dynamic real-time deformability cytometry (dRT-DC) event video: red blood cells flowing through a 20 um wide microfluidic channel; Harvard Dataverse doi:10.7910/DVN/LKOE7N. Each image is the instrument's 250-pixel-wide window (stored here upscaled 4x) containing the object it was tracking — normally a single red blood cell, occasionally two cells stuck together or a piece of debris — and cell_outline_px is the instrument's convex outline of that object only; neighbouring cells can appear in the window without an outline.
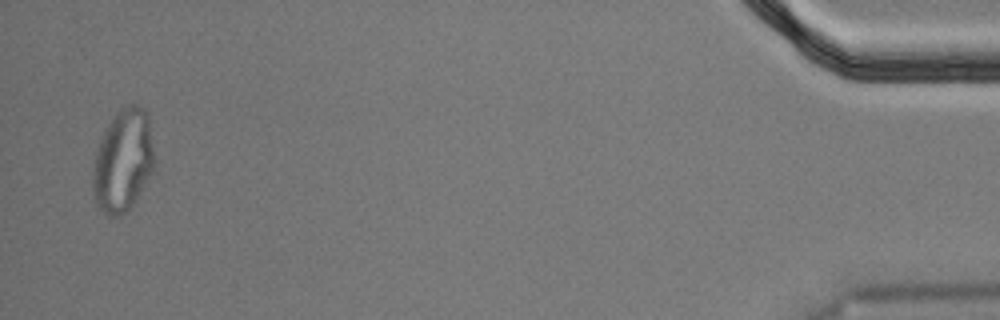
{"species": "Egyptian fruit bat (a non-hibernating species)", "species_latin": "Rousettus aegyptiacus", "temperature_condition": "cold", "stored_images_in_passage": 57, "segment_of_instrument_passage": [2, 2], "camera_frame_rate_fps": 3000, "um_per_image_px": 0.085, "animal": {"sex": "male"}, "frame": {"image": 1, "passage_image": 56, "time_ms": 18.333, "image_size_px": [1000, 320], "cell_outline_px": [[152, 168], [148, 176], [132, 204], [120, 216], [108, 216], [96, 204], [92, 196], [92, 168], [96, 152], [100, 140], [108, 124], [116, 112], [128, 104], [140, 104], [144, 108], [148, 116], [152, 148]], "centroid_in_image_um": [10.4, 13.64], "position_along_channel_um": 424.8, "area_um2": 36.07}}